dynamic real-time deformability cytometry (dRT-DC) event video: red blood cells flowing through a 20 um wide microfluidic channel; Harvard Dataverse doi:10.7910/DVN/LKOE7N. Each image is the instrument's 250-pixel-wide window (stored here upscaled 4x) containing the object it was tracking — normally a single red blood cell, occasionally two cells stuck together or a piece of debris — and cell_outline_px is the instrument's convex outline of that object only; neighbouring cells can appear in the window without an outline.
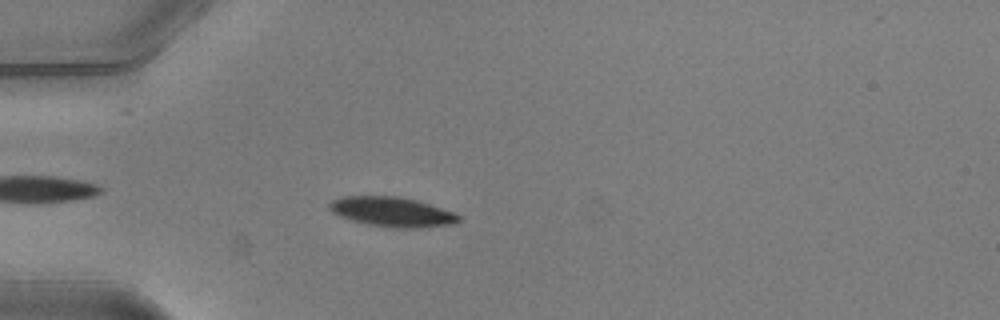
{"species": "common noctule bat (a hibernating species)", "species_latin": "Nyctalus noctula", "temperature_condition": "warm", "stored_images_in_passage": 29, "camera_frame_rate_fps": 3000, "um_per_image_px": 0.085, "animal": {"sex": "male", "body_mass_g": 20.5, "forearm_length_mm": 52.5}, "frame": {"image": 1, "passage_image": 5, "time_ms": 1.333, "image_size_px": [1000, 320], "cell_outline_px": [[460, 220], [452, 224], [420, 228], [396, 228], [368, 224], [352, 220], [340, 216], [332, 212], [328, 208], [328, 204], [332, 200], [344, 196], [400, 196], [416, 200], [452, 212], [460, 216]], "centroid_in_image_um": [33.29, 18.0], "position_along_channel_um": 51.7, "area_um2": 22.2}}
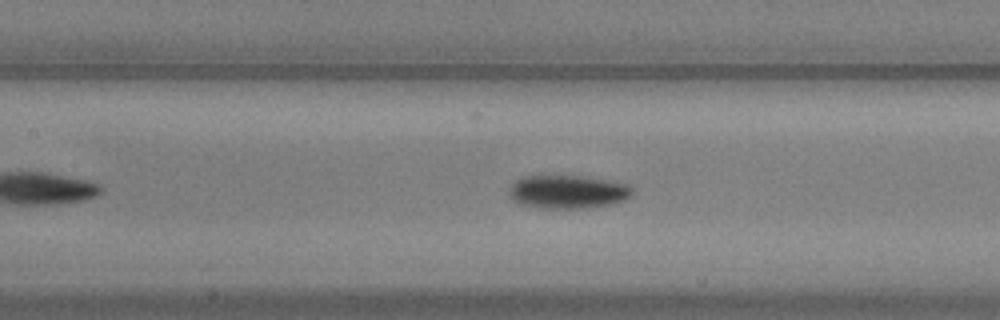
{"frame": {"image": 2, "passage_image": 14, "time_ms": 4.333, "image_size_px": [1000, 320], "cell_outline_px": [[632, 196], [624, 200], [612, 204], [588, 208], [540, 208], [520, 204], [512, 200], [508, 192], [508, 188], [520, 176], [540, 172], [576, 176], [604, 180], [624, 184], [632, 188]], "centroid_in_image_um": [48.14, 16.27], "position_along_channel_um": 159.3, "area_um2": 24.68}}
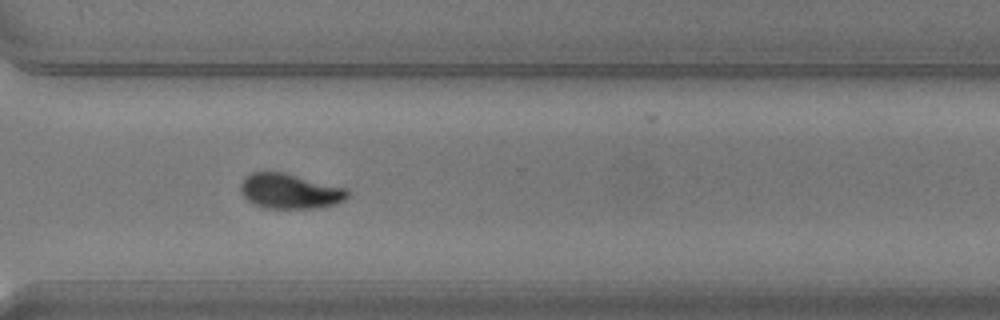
{"frame": {"image": 3, "passage_image": 28, "time_ms": 9.0, "image_size_px": [1000, 320], "cell_outline_px": [[348, 196], [344, 200], [336, 204], [320, 208], [264, 208], [252, 204], [240, 192], [240, 184], [244, 176], [252, 172], [284, 172], [348, 188]], "centroid_in_image_um": [24.63, 16.25], "position_along_channel_um": 346.0, "area_um2": 22.14}}